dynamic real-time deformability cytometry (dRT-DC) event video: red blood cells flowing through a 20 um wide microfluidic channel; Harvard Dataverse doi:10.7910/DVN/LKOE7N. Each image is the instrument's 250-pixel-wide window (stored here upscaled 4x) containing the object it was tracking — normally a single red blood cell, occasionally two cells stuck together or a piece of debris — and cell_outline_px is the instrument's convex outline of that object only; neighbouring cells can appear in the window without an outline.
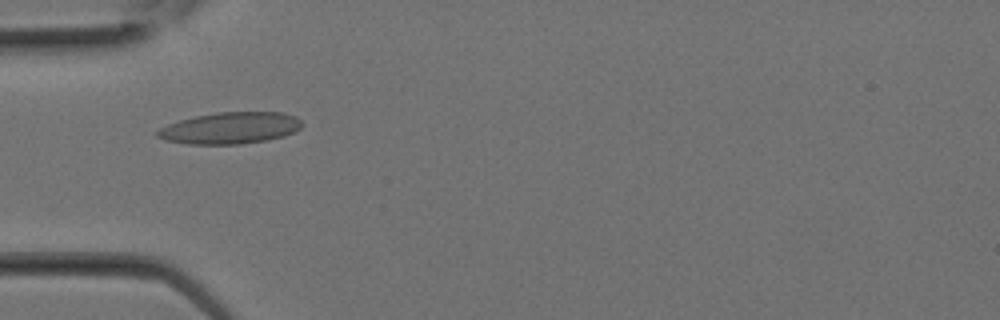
{"species": "Egyptian fruit bat (a non-hibernating species)", "species_latin": "Rousettus aegyptiacus", "temperature_condition": "room temperature", "stored_images_in_passage": 15, "camera_frame_rate_fps": 3000, "um_per_image_px": 0.085, "animal": {"sex": "female"}, "frame": {"image": 1, "passage_image": 9, "time_ms": 2.667, "image_size_px": [1000, 320], "cell_outline_px": [[304, 124], [296, 132], [284, 136], [268, 140], [240, 144], [188, 144], [168, 140], [156, 136], [156, 132], [160, 128], [168, 124], [180, 120], [196, 116], [216, 112], [284, 112], [296, 116]], "centroid_in_image_um": [19.63, 10.88], "position_along_channel_um": 65.4, "area_um2": 26.7}}
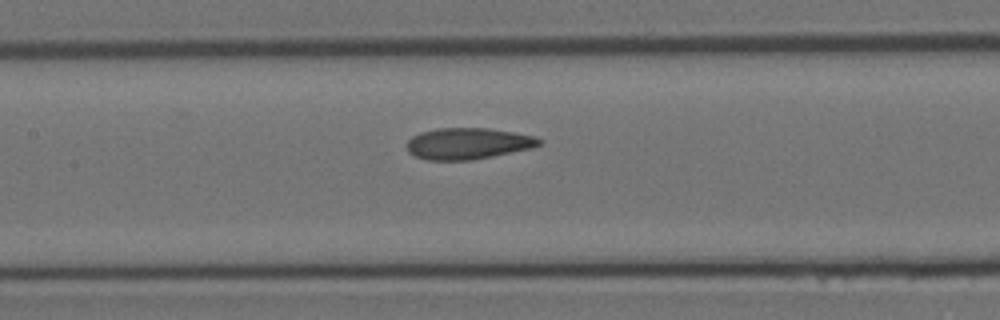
{"frame": {"image": 2, "passage_image": 13, "time_ms": 4.0, "image_size_px": [1000, 320], "cell_outline_px": [[544, 140], [540, 144], [532, 148], [472, 160], [428, 160], [416, 156], [408, 152], [408, 140], [412, 136], [420, 132], [436, 128], [488, 128], [536, 136]], "centroid_in_image_um": [39.79, 12.19], "position_along_channel_um": 167.6, "area_um2": 24.16}}
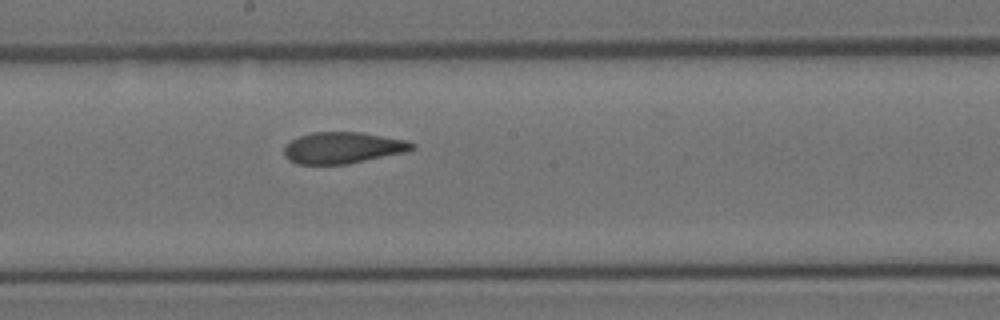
{"frame": {"image": 3, "passage_image": 15, "time_ms": 4.667, "image_size_px": [1000, 320], "cell_outline_px": [[416, 148], [408, 152], [348, 164], [296, 164], [288, 160], [284, 156], [284, 148], [292, 140], [300, 136], [312, 132], [360, 132], [408, 140], [416, 144]], "centroid_in_image_um": [29.19, 12.57], "position_along_channel_um": 219.0, "area_um2": 23.64}}